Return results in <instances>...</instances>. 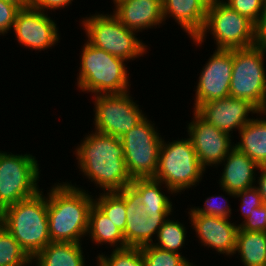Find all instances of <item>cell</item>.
<instances>
[{
  "label": "cell",
  "instance_id": "cell-42",
  "mask_svg": "<svg viewBox=\"0 0 266 266\" xmlns=\"http://www.w3.org/2000/svg\"><path fill=\"white\" fill-rule=\"evenodd\" d=\"M121 1H123V0H114V4L116 5V4H118L119 2H121Z\"/></svg>",
  "mask_w": 266,
  "mask_h": 266
},
{
  "label": "cell",
  "instance_id": "cell-2",
  "mask_svg": "<svg viewBox=\"0 0 266 266\" xmlns=\"http://www.w3.org/2000/svg\"><path fill=\"white\" fill-rule=\"evenodd\" d=\"M56 185V186H55ZM47 193V214L51 242L80 243L88 235L92 195L72 184H55Z\"/></svg>",
  "mask_w": 266,
  "mask_h": 266
},
{
  "label": "cell",
  "instance_id": "cell-21",
  "mask_svg": "<svg viewBox=\"0 0 266 266\" xmlns=\"http://www.w3.org/2000/svg\"><path fill=\"white\" fill-rule=\"evenodd\" d=\"M163 183L154 178H136L130 186L140 195L142 208L147 216H169L172 202L161 192Z\"/></svg>",
  "mask_w": 266,
  "mask_h": 266
},
{
  "label": "cell",
  "instance_id": "cell-34",
  "mask_svg": "<svg viewBox=\"0 0 266 266\" xmlns=\"http://www.w3.org/2000/svg\"><path fill=\"white\" fill-rule=\"evenodd\" d=\"M218 198L217 196H215ZM215 197H209L205 201V208H191L194 213L196 214H202V215H208V216H215V217H221V218H229L231 214V209L230 206L224 204L223 205H218L217 203L213 202ZM214 199V200H213ZM213 200V201H212ZM225 202H227V199H225ZM224 202V203H225Z\"/></svg>",
  "mask_w": 266,
  "mask_h": 266
},
{
  "label": "cell",
  "instance_id": "cell-3",
  "mask_svg": "<svg viewBox=\"0 0 266 266\" xmlns=\"http://www.w3.org/2000/svg\"><path fill=\"white\" fill-rule=\"evenodd\" d=\"M42 193L3 210V227L31 259L51 242L47 198Z\"/></svg>",
  "mask_w": 266,
  "mask_h": 266
},
{
  "label": "cell",
  "instance_id": "cell-25",
  "mask_svg": "<svg viewBox=\"0 0 266 266\" xmlns=\"http://www.w3.org/2000/svg\"><path fill=\"white\" fill-rule=\"evenodd\" d=\"M236 252L245 266H265L266 232L238 229Z\"/></svg>",
  "mask_w": 266,
  "mask_h": 266
},
{
  "label": "cell",
  "instance_id": "cell-29",
  "mask_svg": "<svg viewBox=\"0 0 266 266\" xmlns=\"http://www.w3.org/2000/svg\"><path fill=\"white\" fill-rule=\"evenodd\" d=\"M141 250L145 266H193L181 253L163 250L152 244L142 246Z\"/></svg>",
  "mask_w": 266,
  "mask_h": 266
},
{
  "label": "cell",
  "instance_id": "cell-12",
  "mask_svg": "<svg viewBox=\"0 0 266 266\" xmlns=\"http://www.w3.org/2000/svg\"><path fill=\"white\" fill-rule=\"evenodd\" d=\"M232 70L233 50H215L199 77L194 110L203 103L229 96Z\"/></svg>",
  "mask_w": 266,
  "mask_h": 266
},
{
  "label": "cell",
  "instance_id": "cell-18",
  "mask_svg": "<svg viewBox=\"0 0 266 266\" xmlns=\"http://www.w3.org/2000/svg\"><path fill=\"white\" fill-rule=\"evenodd\" d=\"M115 7L114 15L135 32L160 25L164 21L162 0H123Z\"/></svg>",
  "mask_w": 266,
  "mask_h": 266
},
{
  "label": "cell",
  "instance_id": "cell-1",
  "mask_svg": "<svg viewBox=\"0 0 266 266\" xmlns=\"http://www.w3.org/2000/svg\"><path fill=\"white\" fill-rule=\"evenodd\" d=\"M76 154L81 171L104 192L121 191L133 180L127 170L120 138L95 131L76 148Z\"/></svg>",
  "mask_w": 266,
  "mask_h": 266
},
{
  "label": "cell",
  "instance_id": "cell-32",
  "mask_svg": "<svg viewBox=\"0 0 266 266\" xmlns=\"http://www.w3.org/2000/svg\"><path fill=\"white\" fill-rule=\"evenodd\" d=\"M236 197H240L242 200L240 209L245 219L250 216L251 212L254 211L255 208L263 205L262 197L256 186L237 192L235 194V198Z\"/></svg>",
  "mask_w": 266,
  "mask_h": 266
},
{
  "label": "cell",
  "instance_id": "cell-30",
  "mask_svg": "<svg viewBox=\"0 0 266 266\" xmlns=\"http://www.w3.org/2000/svg\"><path fill=\"white\" fill-rule=\"evenodd\" d=\"M103 266H145L141 247L113 249L109 256H97Z\"/></svg>",
  "mask_w": 266,
  "mask_h": 266
},
{
  "label": "cell",
  "instance_id": "cell-8",
  "mask_svg": "<svg viewBox=\"0 0 266 266\" xmlns=\"http://www.w3.org/2000/svg\"><path fill=\"white\" fill-rule=\"evenodd\" d=\"M82 22L87 33V41L115 57L127 61L146 52V45L136 38L135 31L124 26L114 14L98 13Z\"/></svg>",
  "mask_w": 266,
  "mask_h": 266
},
{
  "label": "cell",
  "instance_id": "cell-36",
  "mask_svg": "<svg viewBox=\"0 0 266 266\" xmlns=\"http://www.w3.org/2000/svg\"><path fill=\"white\" fill-rule=\"evenodd\" d=\"M71 1L73 0H31V7L45 12L46 9H59L61 8H65V6H68L69 3L71 4Z\"/></svg>",
  "mask_w": 266,
  "mask_h": 266
},
{
  "label": "cell",
  "instance_id": "cell-40",
  "mask_svg": "<svg viewBox=\"0 0 266 266\" xmlns=\"http://www.w3.org/2000/svg\"><path fill=\"white\" fill-rule=\"evenodd\" d=\"M201 3L206 7V8H209V7H212V6H215L217 5L218 3H221L223 2V0H200Z\"/></svg>",
  "mask_w": 266,
  "mask_h": 266
},
{
  "label": "cell",
  "instance_id": "cell-28",
  "mask_svg": "<svg viewBox=\"0 0 266 266\" xmlns=\"http://www.w3.org/2000/svg\"><path fill=\"white\" fill-rule=\"evenodd\" d=\"M185 230V227L180 222L167 219L158 231V243H152V245L163 250L179 253L178 249L185 244L187 233Z\"/></svg>",
  "mask_w": 266,
  "mask_h": 266
},
{
  "label": "cell",
  "instance_id": "cell-33",
  "mask_svg": "<svg viewBox=\"0 0 266 266\" xmlns=\"http://www.w3.org/2000/svg\"><path fill=\"white\" fill-rule=\"evenodd\" d=\"M239 229L266 232V205L255 208L243 224H239Z\"/></svg>",
  "mask_w": 266,
  "mask_h": 266
},
{
  "label": "cell",
  "instance_id": "cell-5",
  "mask_svg": "<svg viewBox=\"0 0 266 266\" xmlns=\"http://www.w3.org/2000/svg\"><path fill=\"white\" fill-rule=\"evenodd\" d=\"M204 171L190 138L168 144L163 139L154 179L165 184L169 192L173 194L195 186Z\"/></svg>",
  "mask_w": 266,
  "mask_h": 266
},
{
  "label": "cell",
  "instance_id": "cell-23",
  "mask_svg": "<svg viewBox=\"0 0 266 266\" xmlns=\"http://www.w3.org/2000/svg\"><path fill=\"white\" fill-rule=\"evenodd\" d=\"M81 243L50 242L32 260L37 266H85Z\"/></svg>",
  "mask_w": 266,
  "mask_h": 266
},
{
  "label": "cell",
  "instance_id": "cell-20",
  "mask_svg": "<svg viewBox=\"0 0 266 266\" xmlns=\"http://www.w3.org/2000/svg\"><path fill=\"white\" fill-rule=\"evenodd\" d=\"M162 14L173 19L188 33L190 38H196L202 31L207 14V8L200 0H162Z\"/></svg>",
  "mask_w": 266,
  "mask_h": 266
},
{
  "label": "cell",
  "instance_id": "cell-26",
  "mask_svg": "<svg viewBox=\"0 0 266 266\" xmlns=\"http://www.w3.org/2000/svg\"><path fill=\"white\" fill-rule=\"evenodd\" d=\"M97 200L94 204L124 233L127 221L124 188L118 192H104Z\"/></svg>",
  "mask_w": 266,
  "mask_h": 266
},
{
  "label": "cell",
  "instance_id": "cell-6",
  "mask_svg": "<svg viewBox=\"0 0 266 266\" xmlns=\"http://www.w3.org/2000/svg\"><path fill=\"white\" fill-rule=\"evenodd\" d=\"M260 44L244 49H233V70L229 96L248 100L260 112H266V73Z\"/></svg>",
  "mask_w": 266,
  "mask_h": 266
},
{
  "label": "cell",
  "instance_id": "cell-38",
  "mask_svg": "<svg viewBox=\"0 0 266 266\" xmlns=\"http://www.w3.org/2000/svg\"><path fill=\"white\" fill-rule=\"evenodd\" d=\"M258 44L266 48V5L261 23L257 26Z\"/></svg>",
  "mask_w": 266,
  "mask_h": 266
},
{
  "label": "cell",
  "instance_id": "cell-7",
  "mask_svg": "<svg viewBox=\"0 0 266 266\" xmlns=\"http://www.w3.org/2000/svg\"><path fill=\"white\" fill-rule=\"evenodd\" d=\"M207 30L214 36L217 49H244L258 44L257 26L224 1L207 8L204 27L192 40L198 45L201 44L207 36Z\"/></svg>",
  "mask_w": 266,
  "mask_h": 266
},
{
  "label": "cell",
  "instance_id": "cell-37",
  "mask_svg": "<svg viewBox=\"0 0 266 266\" xmlns=\"http://www.w3.org/2000/svg\"><path fill=\"white\" fill-rule=\"evenodd\" d=\"M257 170L262 172L260 177H258L259 186L257 188L262 197L263 204L266 205V166H259Z\"/></svg>",
  "mask_w": 266,
  "mask_h": 266
},
{
  "label": "cell",
  "instance_id": "cell-11",
  "mask_svg": "<svg viewBox=\"0 0 266 266\" xmlns=\"http://www.w3.org/2000/svg\"><path fill=\"white\" fill-rule=\"evenodd\" d=\"M127 93L94 95L96 132L121 138L145 118Z\"/></svg>",
  "mask_w": 266,
  "mask_h": 266
},
{
  "label": "cell",
  "instance_id": "cell-41",
  "mask_svg": "<svg viewBox=\"0 0 266 266\" xmlns=\"http://www.w3.org/2000/svg\"><path fill=\"white\" fill-rule=\"evenodd\" d=\"M3 226V209L0 207V228Z\"/></svg>",
  "mask_w": 266,
  "mask_h": 266
},
{
  "label": "cell",
  "instance_id": "cell-19",
  "mask_svg": "<svg viewBox=\"0 0 266 266\" xmlns=\"http://www.w3.org/2000/svg\"><path fill=\"white\" fill-rule=\"evenodd\" d=\"M224 171L220 179V186L228 195L235 197L237 192L253 186L255 169L259 166L245 153L234 147L223 160Z\"/></svg>",
  "mask_w": 266,
  "mask_h": 266
},
{
  "label": "cell",
  "instance_id": "cell-27",
  "mask_svg": "<svg viewBox=\"0 0 266 266\" xmlns=\"http://www.w3.org/2000/svg\"><path fill=\"white\" fill-rule=\"evenodd\" d=\"M32 259L21 248L20 244L2 226L0 228V266L29 265Z\"/></svg>",
  "mask_w": 266,
  "mask_h": 266
},
{
  "label": "cell",
  "instance_id": "cell-13",
  "mask_svg": "<svg viewBox=\"0 0 266 266\" xmlns=\"http://www.w3.org/2000/svg\"><path fill=\"white\" fill-rule=\"evenodd\" d=\"M194 119L188 125V134L201 166L205 169L206 165L222 164L235 147L231 135L208 123L195 110Z\"/></svg>",
  "mask_w": 266,
  "mask_h": 266
},
{
  "label": "cell",
  "instance_id": "cell-22",
  "mask_svg": "<svg viewBox=\"0 0 266 266\" xmlns=\"http://www.w3.org/2000/svg\"><path fill=\"white\" fill-rule=\"evenodd\" d=\"M235 147L258 166H266V119L252 118L240 131Z\"/></svg>",
  "mask_w": 266,
  "mask_h": 266
},
{
  "label": "cell",
  "instance_id": "cell-14",
  "mask_svg": "<svg viewBox=\"0 0 266 266\" xmlns=\"http://www.w3.org/2000/svg\"><path fill=\"white\" fill-rule=\"evenodd\" d=\"M124 202L127 221L123 235L126 245L142 247L152 244V236L158 234L168 216H147L140 195L130 185L124 188Z\"/></svg>",
  "mask_w": 266,
  "mask_h": 266
},
{
  "label": "cell",
  "instance_id": "cell-39",
  "mask_svg": "<svg viewBox=\"0 0 266 266\" xmlns=\"http://www.w3.org/2000/svg\"><path fill=\"white\" fill-rule=\"evenodd\" d=\"M17 7L19 10L28 9L31 7V0H4Z\"/></svg>",
  "mask_w": 266,
  "mask_h": 266
},
{
  "label": "cell",
  "instance_id": "cell-24",
  "mask_svg": "<svg viewBox=\"0 0 266 266\" xmlns=\"http://www.w3.org/2000/svg\"><path fill=\"white\" fill-rule=\"evenodd\" d=\"M87 233L97 244L108 243L115 247L119 244L115 249L128 247L123 232L95 204L91 206L89 211Z\"/></svg>",
  "mask_w": 266,
  "mask_h": 266
},
{
  "label": "cell",
  "instance_id": "cell-31",
  "mask_svg": "<svg viewBox=\"0 0 266 266\" xmlns=\"http://www.w3.org/2000/svg\"><path fill=\"white\" fill-rule=\"evenodd\" d=\"M224 1L230 8L237 11L240 15L246 16L256 26L263 18L266 1L265 0H226Z\"/></svg>",
  "mask_w": 266,
  "mask_h": 266
},
{
  "label": "cell",
  "instance_id": "cell-17",
  "mask_svg": "<svg viewBox=\"0 0 266 266\" xmlns=\"http://www.w3.org/2000/svg\"><path fill=\"white\" fill-rule=\"evenodd\" d=\"M189 215L193 229L203 245L212 247L222 254L235 253L239 225L231 223L229 218L196 214L192 210Z\"/></svg>",
  "mask_w": 266,
  "mask_h": 266
},
{
  "label": "cell",
  "instance_id": "cell-35",
  "mask_svg": "<svg viewBox=\"0 0 266 266\" xmlns=\"http://www.w3.org/2000/svg\"><path fill=\"white\" fill-rule=\"evenodd\" d=\"M18 11L19 9L14 5L0 0V35H4L14 26Z\"/></svg>",
  "mask_w": 266,
  "mask_h": 266
},
{
  "label": "cell",
  "instance_id": "cell-4",
  "mask_svg": "<svg viewBox=\"0 0 266 266\" xmlns=\"http://www.w3.org/2000/svg\"><path fill=\"white\" fill-rule=\"evenodd\" d=\"M78 87L95 95L129 92L128 72L121 58L91 45L83 47Z\"/></svg>",
  "mask_w": 266,
  "mask_h": 266
},
{
  "label": "cell",
  "instance_id": "cell-16",
  "mask_svg": "<svg viewBox=\"0 0 266 266\" xmlns=\"http://www.w3.org/2000/svg\"><path fill=\"white\" fill-rule=\"evenodd\" d=\"M195 111L208 123L228 134L232 129L240 131L252 120L248 118V113L266 115L248 100L231 96L203 103Z\"/></svg>",
  "mask_w": 266,
  "mask_h": 266
},
{
  "label": "cell",
  "instance_id": "cell-10",
  "mask_svg": "<svg viewBox=\"0 0 266 266\" xmlns=\"http://www.w3.org/2000/svg\"><path fill=\"white\" fill-rule=\"evenodd\" d=\"M150 122L145 117L120 138L124 147V160L132 179L154 178L157 172L163 140Z\"/></svg>",
  "mask_w": 266,
  "mask_h": 266
},
{
  "label": "cell",
  "instance_id": "cell-9",
  "mask_svg": "<svg viewBox=\"0 0 266 266\" xmlns=\"http://www.w3.org/2000/svg\"><path fill=\"white\" fill-rule=\"evenodd\" d=\"M38 166L30 154L23 156L0 151V207L3 210L39 192Z\"/></svg>",
  "mask_w": 266,
  "mask_h": 266
},
{
  "label": "cell",
  "instance_id": "cell-15",
  "mask_svg": "<svg viewBox=\"0 0 266 266\" xmlns=\"http://www.w3.org/2000/svg\"><path fill=\"white\" fill-rule=\"evenodd\" d=\"M13 29L18 42L34 50H43L58 43L56 23L45 12L32 7L19 10Z\"/></svg>",
  "mask_w": 266,
  "mask_h": 266
}]
</instances>
